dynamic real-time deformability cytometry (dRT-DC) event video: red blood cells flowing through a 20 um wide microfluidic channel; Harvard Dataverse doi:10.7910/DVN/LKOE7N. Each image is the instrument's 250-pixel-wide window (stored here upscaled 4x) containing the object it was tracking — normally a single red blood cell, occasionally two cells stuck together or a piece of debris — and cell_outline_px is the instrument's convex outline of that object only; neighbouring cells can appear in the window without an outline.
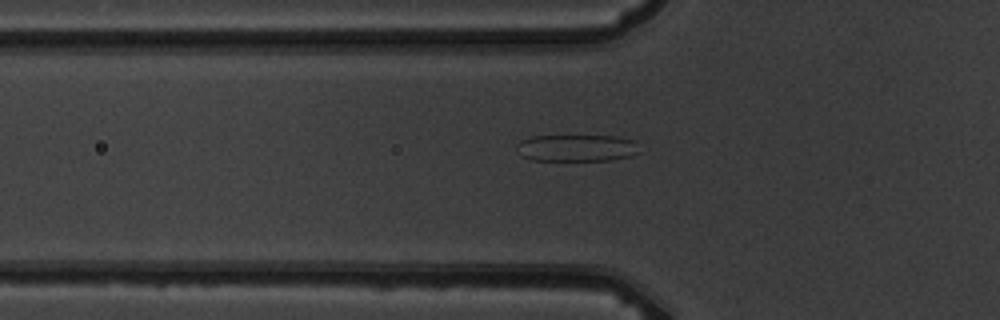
{"species": "common noctule bat (a hibernating species)", "species_latin": "Nyctalus noctula", "temperature_condition": "warm", "stored_images_in_passage": 7, "camera_frame_rate_fps": 3000, "um_per_image_px": 0.085, "animal": {"sex": "male", "body_mass_g": 19.5, "forearm_length_mm": 54.6}, "frame": {"image": 1, "passage_image": 7, "time_ms": 7.0, "image_size_px": [1000, 320], "cell_outline_px": [[640, 152], [632, 156], [612, 160], [532, 160], [520, 156], [516, 144], [520, 140], [532, 136], [616, 136], [636, 140]], "centroid_in_image_um": [49.04, 12.57], "position_along_channel_um": 76.8, "area_um2": 19.48}}